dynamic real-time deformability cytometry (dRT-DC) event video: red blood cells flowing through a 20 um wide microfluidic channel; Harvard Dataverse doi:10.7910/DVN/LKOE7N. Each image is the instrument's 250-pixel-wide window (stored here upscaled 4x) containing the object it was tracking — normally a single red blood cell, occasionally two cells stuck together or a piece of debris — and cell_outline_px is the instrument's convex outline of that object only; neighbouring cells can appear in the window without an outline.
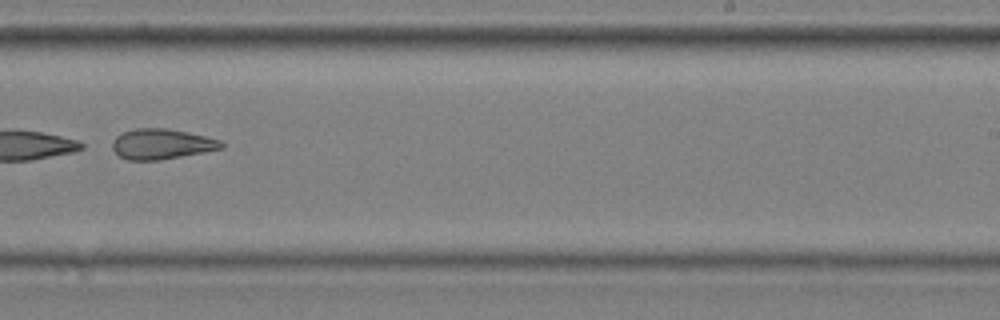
{"species": "common noctule bat (a hibernating species)", "species_latin": "Nyctalus noctula", "temperature_condition": "cold", "stored_images_in_passage": 12, "camera_frame_rate_fps": 3000, "um_per_image_px": 0.085, "animal": {"sex": "male", "body_mass_g": 20.4}, "frame": {"image": 1, "passage_image": 9, "time_ms": 2.667, "image_size_px": [1000, 320], "cell_outline_px": [[224, 148], [204, 152], [160, 160], [128, 160], [120, 156], [112, 148], [112, 144], [116, 136], [124, 132], [136, 128], [164, 128], [188, 132], [220, 140], [224, 144]], "centroid_in_image_um": [13.75, 12.24], "position_along_channel_um": 275.3, "area_um2": 19.13}}